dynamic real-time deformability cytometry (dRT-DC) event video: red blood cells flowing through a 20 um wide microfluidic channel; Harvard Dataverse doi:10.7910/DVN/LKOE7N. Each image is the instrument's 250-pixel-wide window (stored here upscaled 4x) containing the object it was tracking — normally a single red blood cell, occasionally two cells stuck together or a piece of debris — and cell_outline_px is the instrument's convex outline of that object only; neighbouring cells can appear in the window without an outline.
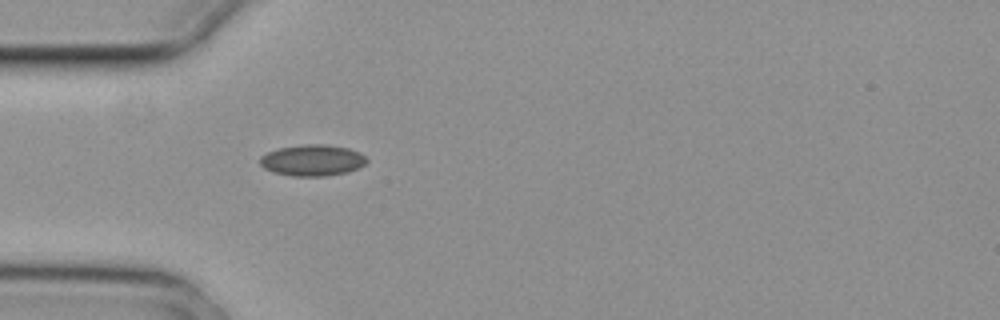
{"species": "common noctule bat (a hibernating species)", "species_latin": "Nyctalus noctula", "temperature_condition": "cold", "stored_images_in_passage": 2, "camera_frame_rate_fps": 3000, "um_per_image_px": 0.085, "animal": {"sex": "female", "body_mass_g": 29.2, "forearm_length_mm": 56.3}, "frame": {"image": 1, "passage_image": 2, "time_ms": 0.333, "image_size_px": [1000, 320], "cell_outline_px": [[368, 160], [360, 168], [348, 172], [324, 176], [292, 176], [272, 172], [264, 168], [260, 164], [260, 156], [268, 152], [280, 148], [304, 144], [324, 144], [348, 148], [360, 152]], "centroid_in_image_um": [26.56, 13.63], "position_along_channel_um": 58.4, "area_um2": 19.48}}